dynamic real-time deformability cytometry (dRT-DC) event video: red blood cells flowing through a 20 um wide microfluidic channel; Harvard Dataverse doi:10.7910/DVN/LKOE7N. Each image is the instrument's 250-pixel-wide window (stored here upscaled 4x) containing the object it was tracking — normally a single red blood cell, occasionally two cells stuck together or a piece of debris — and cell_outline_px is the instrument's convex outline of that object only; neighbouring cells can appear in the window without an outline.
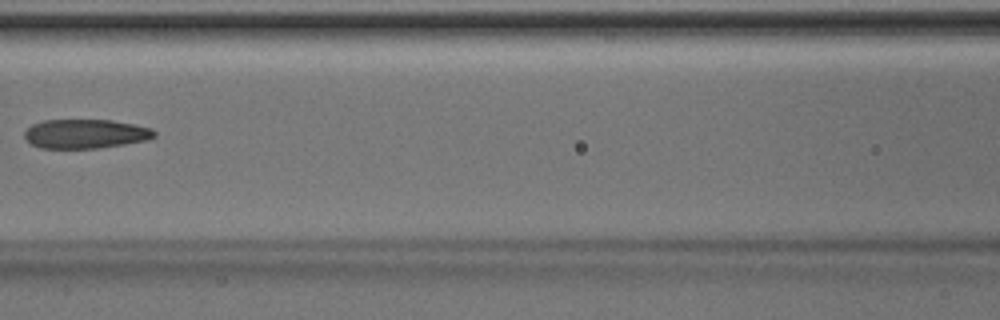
{"species": "Egyptian fruit bat (a non-hibernating species)", "species_latin": "Rousettus aegyptiacus", "temperature_condition": "room temperature", "stored_images_in_passage": 6, "camera_frame_rate_fps": 3000, "um_per_image_px": 0.085, "animal": {"sex": "male"}, "frame": {"image": 1, "passage_image": 6, "time_ms": 1.667, "image_size_px": [1000, 320], "cell_outline_px": [[156, 136], [148, 140], [100, 148], [40, 148], [32, 144], [24, 136], [24, 132], [32, 124], [44, 120], [112, 120], [136, 124], [152, 128], [156, 132]], "centroid_in_image_um": [7.3, 11.37], "position_along_channel_um": 159.3, "area_um2": 22.2}}